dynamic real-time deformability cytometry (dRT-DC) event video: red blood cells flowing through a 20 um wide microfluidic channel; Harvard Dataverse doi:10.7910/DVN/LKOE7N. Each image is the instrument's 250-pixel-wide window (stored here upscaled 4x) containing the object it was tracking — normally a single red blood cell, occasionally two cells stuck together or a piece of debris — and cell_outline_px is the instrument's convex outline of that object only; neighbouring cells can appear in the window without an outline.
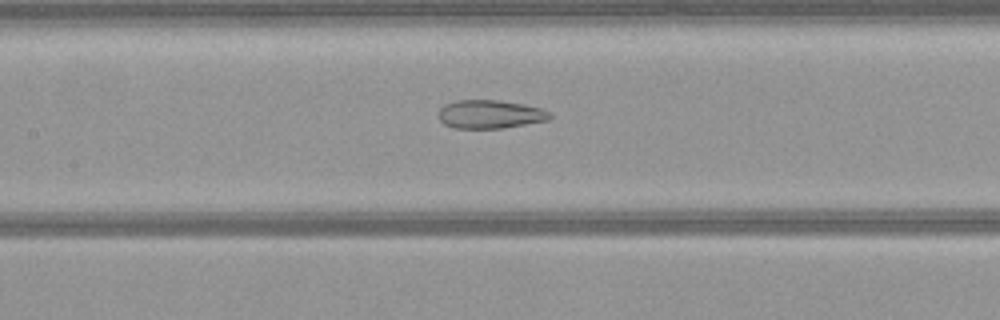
{"species": "common noctule bat (a hibernating species)", "species_latin": "Nyctalus noctula", "temperature_condition": "warm", "stored_images_in_passage": 53, "camera_frame_rate_fps": 3000, "um_per_image_px": 0.085, "animal": {"sex": "female", "body_mass_g": 21.9}, "frame": {"image": 1, "passage_image": 24, "time_ms": 7.667, "image_size_px": [1000, 320], "cell_outline_px": [[552, 116], [548, 120], [504, 128], [452, 128], [444, 124], [436, 116], [436, 112], [444, 104], [456, 100], [500, 100], [524, 104], [540, 108], [552, 112]], "centroid_in_image_um": [41.62, 9.71], "position_along_channel_um": 165.8, "area_um2": 18.79}}
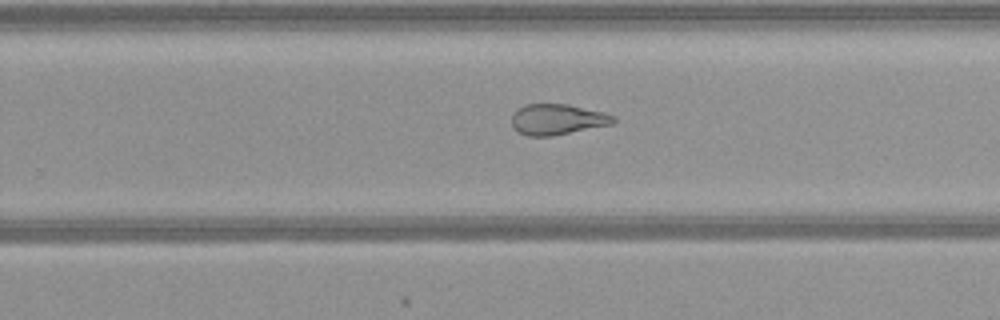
{"frame": {"image": 2, "passage_image": 33, "time_ms": 10.667, "image_size_px": [1000, 320], "cell_outline_px": [[616, 120], [612, 124], [552, 136], [528, 136], [520, 132], [512, 124], [512, 116], [524, 104], [568, 104], [604, 112], [616, 116]], "centroid_in_image_um": [47.42, 10.14], "position_along_channel_um": 282.4, "area_um2": 18.03}}
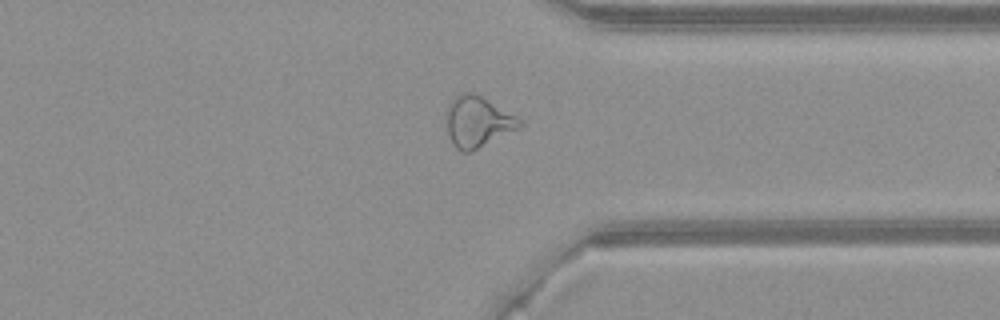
{"frame": {"image": 3, "passage_image": 40, "time_ms": 13.0, "image_size_px": [1000, 320], "cell_outline_px": [[524, 124], [520, 128], [472, 152], [460, 152], [452, 144], [448, 132], [444, 116], [444, 112], [452, 96], [460, 92], [472, 92], [480, 96], [516, 116]], "centroid_in_image_um": [40.54, 10.35], "position_along_channel_um": 370.9, "area_um2": 22.14}}